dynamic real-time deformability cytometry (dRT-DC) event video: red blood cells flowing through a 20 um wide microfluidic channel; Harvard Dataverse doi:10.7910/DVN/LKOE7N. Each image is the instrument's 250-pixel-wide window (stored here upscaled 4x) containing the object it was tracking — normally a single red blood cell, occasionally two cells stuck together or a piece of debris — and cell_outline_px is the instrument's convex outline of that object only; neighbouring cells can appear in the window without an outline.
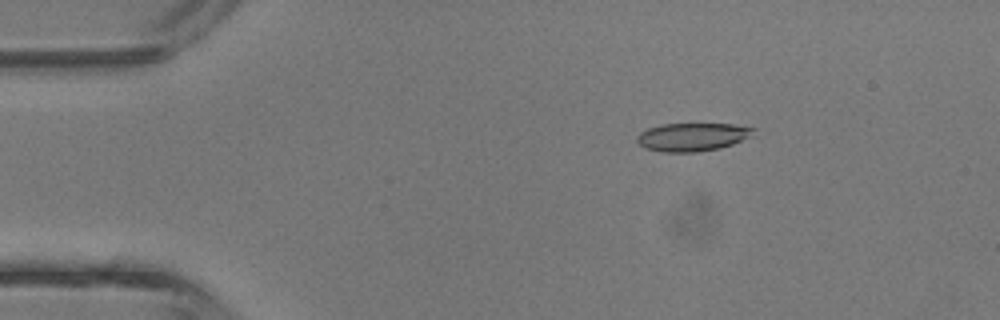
{"species": "common noctule bat (a hibernating species)", "species_latin": "Nyctalus noctula", "temperature_condition": "room temperature", "stored_images_in_passage": 42, "camera_frame_rate_fps": 3000, "um_per_image_px": 0.085, "animal": {"sex": "male", "body_mass_g": 13.3}, "frame": {"image": 1, "passage_image": 7, "time_ms": 2.0, "image_size_px": [1000, 320], "cell_outline_px": [[756, 128], [748, 136], [732, 144], [720, 148], [696, 152], [664, 152], [644, 148], [636, 140], [636, 136], [640, 132], [648, 128], [664, 124], [732, 124]], "centroid_in_image_um": [58.79, 11.64], "position_along_channel_um": 26.2, "area_um2": 18.9}}
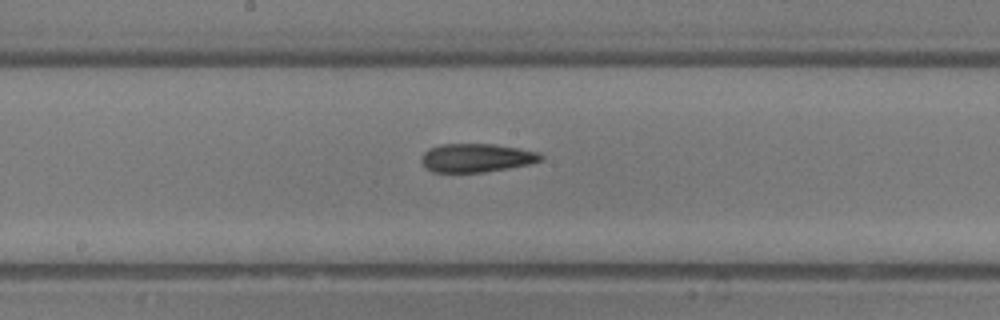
{"frame": {"image": 2, "passage_image": 22, "time_ms": 7.0, "image_size_px": [1000, 320], "cell_outline_px": [[544, 160], [528, 164], [508, 168], [484, 172], [432, 172], [424, 168], [420, 160], [424, 152], [428, 148], [440, 144], [496, 144], [520, 148], [540, 152], [544, 156]], "centroid_in_image_um": [40.5, 13.41], "position_along_channel_um": 207.7, "area_um2": 20.17}}
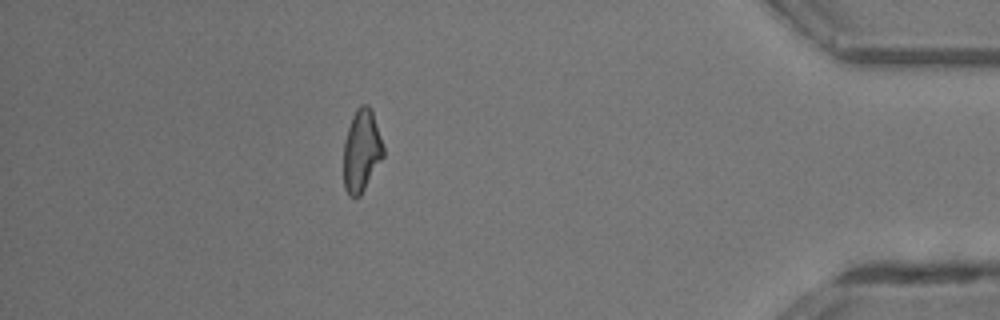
{"frame": {"image": 3, "passage_image": 37, "time_ms": 12.0, "image_size_px": [1000, 320], "cell_outline_px": [[384, 156], [360, 196], [356, 200], [348, 196], [344, 188], [344, 140], [352, 116], [356, 108], [360, 104], [368, 104], [372, 108], [384, 148]], "centroid_in_image_um": [30.73, 12.82], "position_along_channel_um": 404.5, "area_um2": 19.36}, "authors_computed_cell_mechanics": {"area_um2": 19.4208, "velocity_mm_per_s": 4.9309, "shape_relaxation_time_tau1_ms": 5.8481, "shape_relaxation_time_tau2_ms": 4.7005, "deformation_change_tau1": 0.1914, "deformation_change_tau2": 0.1706}}